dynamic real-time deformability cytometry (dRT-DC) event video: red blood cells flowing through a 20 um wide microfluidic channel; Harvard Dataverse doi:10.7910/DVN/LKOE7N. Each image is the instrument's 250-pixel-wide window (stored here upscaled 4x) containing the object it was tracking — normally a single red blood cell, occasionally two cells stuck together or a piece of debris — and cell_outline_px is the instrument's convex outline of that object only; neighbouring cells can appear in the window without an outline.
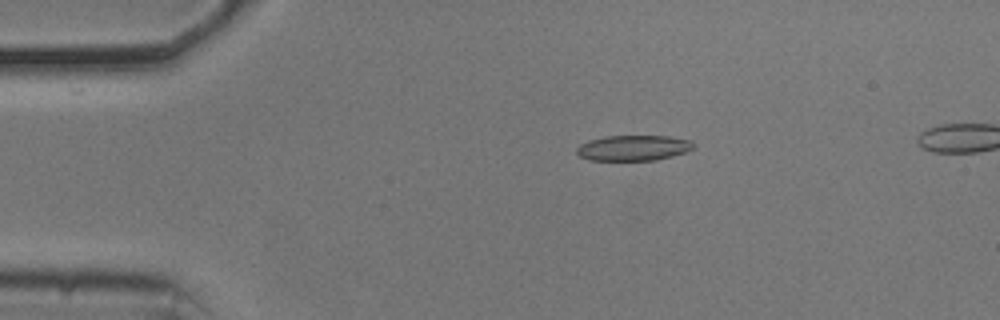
{"species": "common noctule bat (a hibernating species)", "species_latin": "Nyctalus noctula", "temperature_condition": "cold", "stored_images_in_passage": 53, "camera_frame_rate_fps": 3000, "um_per_image_px": 0.085, "animal": {"sex": "male", "body_mass_g": 20.5, "forearm_length_mm": 52.5}, "frame": {"image": 1, "passage_image": 11, "time_ms": 3.333, "image_size_px": [1000, 320], "cell_outline_px": [[696, 144], [692, 148], [684, 152], [672, 156], [656, 160], [588, 160], [580, 156], [576, 152], [576, 148], [580, 144], [588, 140], [604, 136], [668, 136], [692, 140]], "centroid_in_image_um": [53.82, 12.56], "position_along_channel_um": 31.2, "area_um2": 17.4}}
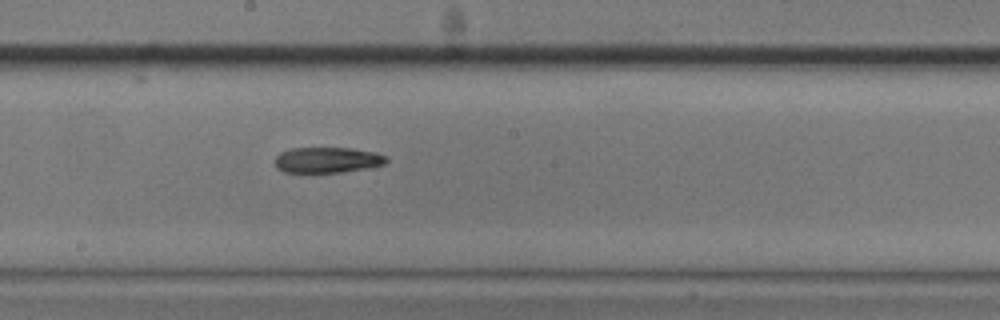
{"frame": {"image": 2, "passage_image": 30, "time_ms": 9.667, "image_size_px": [1000, 320], "cell_outline_px": [[388, 160], [384, 164], [372, 168], [344, 172], [284, 172], [276, 168], [276, 156], [280, 152], [292, 148], [352, 148], [376, 152], [388, 156]], "centroid_in_image_um": [27.88, 13.6], "position_along_channel_um": 220.3, "area_um2": 16.88}}
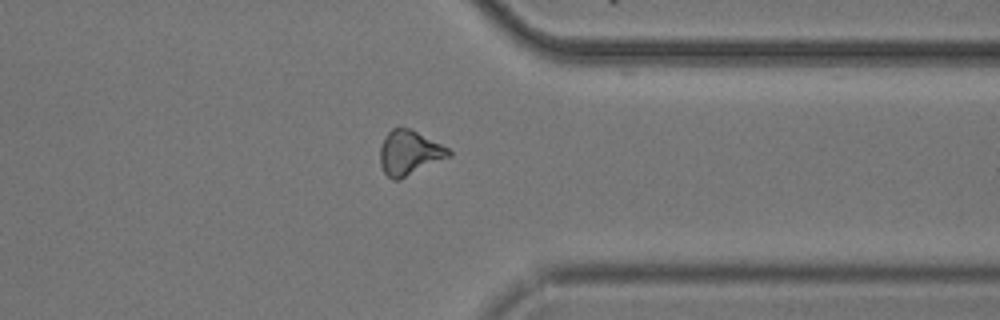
{"frame": {"image": 3, "passage_image": 43, "time_ms": 14.0, "image_size_px": [1000, 320], "cell_outline_px": [[452, 156], [400, 180], [392, 180], [384, 172], [380, 164], [380, 148], [384, 136], [392, 128], [408, 128], [448, 148], [452, 152]], "centroid_in_image_um": [34.78, 13.02], "position_along_channel_um": 376.6, "area_um2": 17.8}}